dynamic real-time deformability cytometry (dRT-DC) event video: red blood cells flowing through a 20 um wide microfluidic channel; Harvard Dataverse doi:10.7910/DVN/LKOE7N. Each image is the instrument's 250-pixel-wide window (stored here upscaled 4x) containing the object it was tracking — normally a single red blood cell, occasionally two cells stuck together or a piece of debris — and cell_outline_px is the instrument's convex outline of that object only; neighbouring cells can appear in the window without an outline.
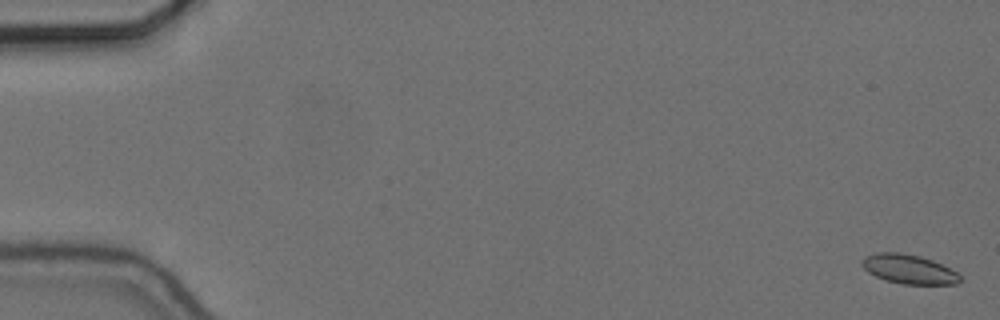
{"species": "common noctule bat (a hibernating species)", "species_latin": "Nyctalus noctula", "temperature_condition": "cold", "stored_images_in_passage": 58, "camera_frame_rate_fps": 3000, "um_per_image_px": 0.085, "animal": {"sex": "female", "body_mass_g": 24.6, "forearm_length_mm": 56.2}, "frame": {"image": 1, "passage_image": 2, "time_ms": 0.333, "image_size_px": [1000, 320], "cell_outline_px": [[960, 280], [956, 284], [904, 284], [884, 280], [868, 272], [860, 264], [860, 260], [864, 256], [876, 252], [900, 252], [920, 256], [932, 260], [956, 272], [960, 276]], "centroid_in_image_um": [77.18, 22.86], "position_along_channel_um": 7.8, "area_um2": 16.7}}
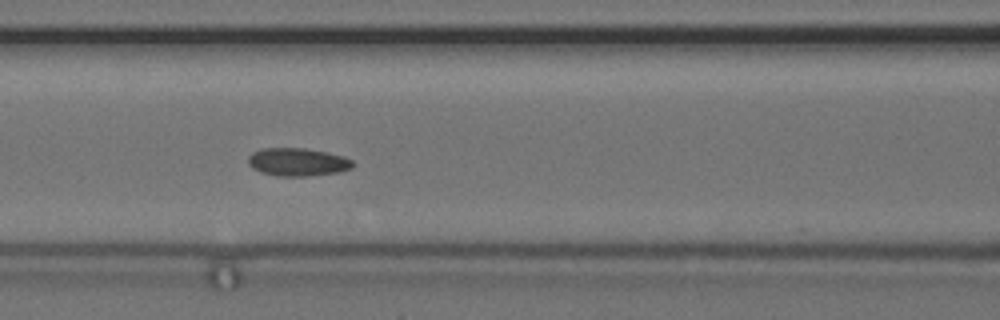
{"frame": {"image": 2, "passage_image": 26, "time_ms": 8.333, "image_size_px": [1000, 320], "cell_outline_px": [[356, 164], [352, 168], [340, 172], [308, 176], [276, 176], [260, 172], [252, 168], [248, 164], [248, 156], [252, 152], [260, 148], [304, 148], [328, 152], [344, 156], [352, 160]], "centroid_in_image_um": [25.3, 13.77], "position_along_channel_um": 141.3, "area_um2": 17.4}}
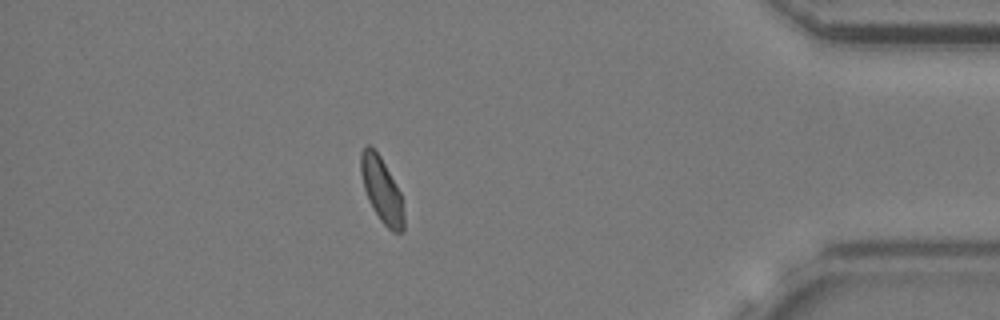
{"frame": {"image": 3, "passage_image": 51, "time_ms": 16.667, "image_size_px": [1000, 320], "cell_outline_px": [[404, 232], [392, 232], [380, 220], [372, 208], [368, 200], [364, 188], [360, 172], [360, 152], [364, 144], [368, 144], [380, 156], [400, 192], [404, 216]], "centroid_in_image_um": [32.42, 16.15], "position_along_channel_um": 402.8, "area_um2": 16.3}, "authors_computed_cell_mechanics": {"area_um2": 16.762, "velocity_mm_per_s": 3.6399, "shape_relaxation_time_tau1_ms": null, "shape_relaxation_time_tau2_ms": 1.9652, "deformation_change_tau1": null, "deformation_change_tau2": 0.0595}}